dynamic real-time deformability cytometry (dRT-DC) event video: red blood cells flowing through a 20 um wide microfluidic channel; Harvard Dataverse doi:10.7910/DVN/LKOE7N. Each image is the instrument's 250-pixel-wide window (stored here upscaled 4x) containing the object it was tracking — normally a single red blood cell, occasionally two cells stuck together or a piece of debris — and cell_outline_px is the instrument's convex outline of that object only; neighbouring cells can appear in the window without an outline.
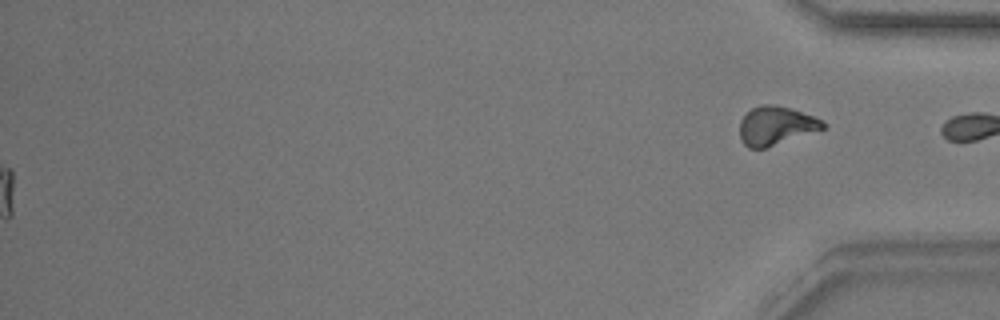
{"species": "common noctule bat (a hibernating species)", "species_latin": "Nyctalus noctula", "temperature_condition": "warm", "stored_images_in_passage": 38, "segment_of_instrument_passage": [2, 2], "camera_frame_rate_fps": 3000, "um_per_image_px": 0.085, "animal": {"sex": "male", "body_mass_g": 17.9}, "frame": {"image": 1, "passage_image": 38, "time_ms": 12.333, "image_size_px": [1000, 320], "cell_outline_px": [[828, 124], [824, 128], [764, 148], [748, 148], [740, 140], [740, 120], [752, 108], [760, 104], [776, 104], [824, 120]], "centroid_in_image_um": [65.93, 10.67], "position_along_channel_um": 369.3, "area_um2": 18.5}}